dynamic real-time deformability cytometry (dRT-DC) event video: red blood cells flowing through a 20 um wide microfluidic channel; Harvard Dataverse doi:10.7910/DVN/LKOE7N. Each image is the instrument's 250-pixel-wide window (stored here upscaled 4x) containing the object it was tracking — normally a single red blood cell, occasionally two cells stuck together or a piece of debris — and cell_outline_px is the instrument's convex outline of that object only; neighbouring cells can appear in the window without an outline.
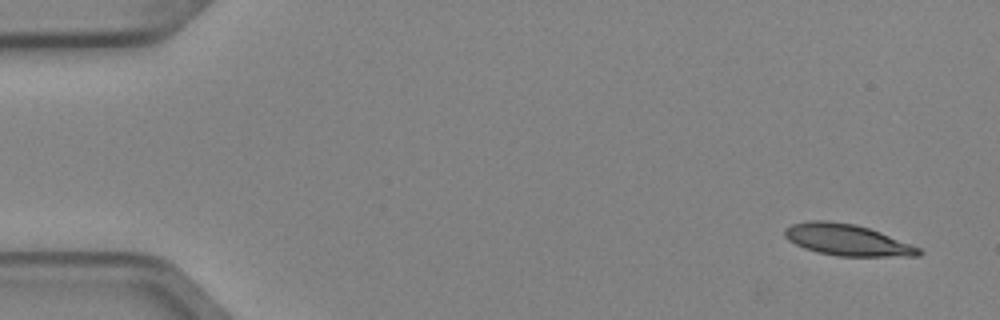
{"species": "Egyptian fruit bat (a non-hibernating species)", "species_latin": "Rousettus aegyptiacus", "temperature_condition": "cold", "stored_images_in_passage": 5, "camera_frame_rate_fps": 3000, "um_per_image_px": 0.085, "animal": {"sex": "female"}, "frame": {"image": 1, "passage_image": 1, "time_ms": 0.0, "image_size_px": [1000, 320], "cell_outline_px": [[924, 252], [920, 256], [836, 256], [816, 252], [804, 248], [788, 240], [784, 236], [784, 228], [792, 224], [808, 220], [828, 220], [856, 224], [880, 232], [912, 244], [920, 248]], "centroid_in_image_um": [72.0, 20.39], "position_along_channel_um": 13.0, "area_um2": 24.74}}
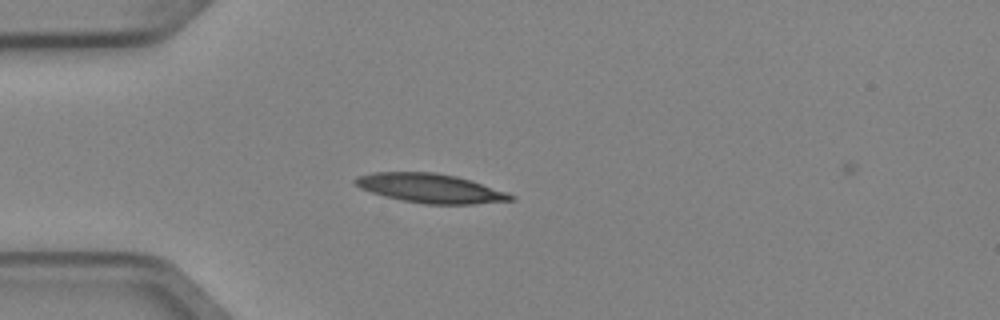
{"frame": {"image": 2, "passage_image": 4, "time_ms": 1.0, "image_size_px": [1000, 320], "cell_outline_px": [[516, 200], [472, 204], [424, 204], [400, 200], [384, 196], [360, 188], [352, 180], [356, 176], [372, 172], [432, 172], [456, 176], [508, 192], [516, 196]], "centroid_in_image_um": [36.58, 16.0], "position_along_channel_um": 48.4, "area_um2": 26.47}}